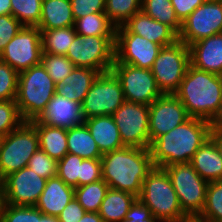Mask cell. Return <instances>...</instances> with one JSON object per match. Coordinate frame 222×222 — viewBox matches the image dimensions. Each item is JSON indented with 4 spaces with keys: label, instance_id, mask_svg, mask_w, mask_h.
Segmentation results:
<instances>
[{
    "label": "cell",
    "instance_id": "cell-1",
    "mask_svg": "<svg viewBox=\"0 0 222 222\" xmlns=\"http://www.w3.org/2000/svg\"><path fill=\"white\" fill-rule=\"evenodd\" d=\"M210 134V122L190 117L151 142L149 150L154 167L190 162L197 150L210 139Z\"/></svg>",
    "mask_w": 222,
    "mask_h": 222
},
{
    "label": "cell",
    "instance_id": "cell-2",
    "mask_svg": "<svg viewBox=\"0 0 222 222\" xmlns=\"http://www.w3.org/2000/svg\"><path fill=\"white\" fill-rule=\"evenodd\" d=\"M154 164L150 150L123 147L101 157L102 179L109 188L129 192L139 197L142 184Z\"/></svg>",
    "mask_w": 222,
    "mask_h": 222
},
{
    "label": "cell",
    "instance_id": "cell-3",
    "mask_svg": "<svg viewBox=\"0 0 222 222\" xmlns=\"http://www.w3.org/2000/svg\"><path fill=\"white\" fill-rule=\"evenodd\" d=\"M174 95L189 117L210 122L222 103V76L189 65Z\"/></svg>",
    "mask_w": 222,
    "mask_h": 222
},
{
    "label": "cell",
    "instance_id": "cell-4",
    "mask_svg": "<svg viewBox=\"0 0 222 222\" xmlns=\"http://www.w3.org/2000/svg\"><path fill=\"white\" fill-rule=\"evenodd\" d=\"M56 85L41 63L19 73L15 101L24 121L35 120L42 114Z\"/></svg>",
    "mask_w": 222,
    "mask_h": 222
},
{
    "label": "cell",
    "instance_id": "cell-5",
    "mask_svg": "<svg viewBox=\"0 0 222 222\" xmlns=\"http://www.w3.org/2000/svg\"><path fill=\"white\" fill-rule=\"evenodd\" d=\"M139 200L155 218L163 222H180L188 217L180 206L178 196L164 168L153 167L144 179Z\"/></svg>",
    "mask_w": 222,
    "mask_h": 222
},
{
    "label": "cell",
    "instance_id": "cell-6",
    "mask_svg": "<svg viewBox=\"0 0 222 222\" xmlns=\"http://www.w3.org/2000/svg\"><path fill=\"white\" fill-rule=\"evenodd\" d=\"M39 138L30 121L0 138V180L27 167L31 156L39 149Z\"/></svg>",
    "mask_w": 222,
    "mask_h": 222
},
{
    "label": "cell",
    "instance_id": "cell-7",
    "mask_svg": "<svg viewBox=\"0 0 222 222\" xmlns=\"http://www.w3.org/2000/svg\"><path fill=\"white\" fill-rule=\"evenodd\" d=\"M178 196L182 211L188 216H199L204 208L208 181L188 163L164 167Z\"/></svg>",
    "mask_w": 222,
    "mask_h": 222
},
{
    "label": "cell",
    "instance_id": "cell-8",
    "mask_svg": "<svg viewBox=\"0 0 222 222\" xmlns=\"http://www.w3.org/2000/svg\"><path fill=\"white\" fill-rule=\"evenodd\" d=\"M116 36H82L76 34L65 55L75 67H85L100 73L112 69L115 61Z\"/></svg>",
    "mask_w": 222,
    "mask_h": 222
},
{
    "label": "cell",
    "instance_id": "cell-9",
    "mask_svg": "<svg viewBox=\"0 0 222 222\" xmlns=\"http://www.w3.org/2000/svg\"><path fill=\"white\" fill-rule=\"evenodd\" d=\"M190 65L189 46L177 40L162 47L155 59L151 72L162 94H174Z\"/></svg>",
    "mask_w": 222,
    "mask_h": 222
},
{
    "label": "cell",
    "instance_id": "cell-10",
    "mask_svg": "<svg viewBox=\"0 0 222 222\" xmlns=\"http://www.w3.org/2000/svg\"><path fill=\"white\" fill-rule=\"evenodd\" d=\"M125 101L121 83L112 70L100 73L81 107L84 119L112 115Z\"/></svg>",
    "mask_w": 222,
    "mask_h": 222
},
{
    "label": "cell",
    "instance_id": "cell-11",
    "mask_svg": "<svg viewBox=\"0 0 222 222\" xmlns=\"http://www.w3.org/2000/svg\"><path fill=\"white\" fill-rule=\"evenodd\" d=\"M112 117L125 147L149 149V106L125 100Z\"/></svg>",
    "mask_w": 222,
    "mask_h": 222
},
{
    "label": "cell",
    "instance_id": "cell-12",
    "mask_svg": "<svg viewBox=\"0 0 222 222\" xmlns=\"http://www.w3.org/2000/svg\"><path fill=\"white\" fill-rule=\"evenodd\" d=\"M111 70L121 83L126 101L150 106L162 95L150 69L114 63Z\"/></svg>",
    "mask_w": 222,
    "mask_h": 222
},
{
    "label": "cell",
    "instance_id": "cell-13",
    "mask_svg": "<svg viewBox=\"0 0 222 222\" xmlns=\"http://www.w3.org/2000/svg\"><path fill=\"white\" fill-rule=\"evenodd\" d=\"M222 33V0H206L182 21L178 40L187 46Z\"/></svg>",
    "mask_w": 222,
    "mask_h": 222
},
{
    "label": "cell",
    "instance_id": "cell-14",
    "mask_svg": "<svg viewBox=\"0 0 222 222\" xmlns=\"http://www.w3.org/2000/svg\"><path fill=\"white\" fill-rule=\"evenodd\" d=\"M42 42L38 27L23 26L0 54V60L18 73L41 63Z\"/></svg>",
    "mask_w": 222,
    "mask_h": 222
},
{
    "label": "cell",
    "instance_id": "cell-15",
    "mask_svg": "<svg viewBox=\"0 0 222 222\" xmlns=\"http://www.w3.org/2000/svg\"><path fill=\"white\" fill-rule=\"evenodd\" d=\"M46 181L28 167L10 173L1 180L2 204L35 206Z\"/></svg>",
    "mask_w": 222,
    "mask_h": 222
},
{
    "label": "cell",
    "instance_id": "cell-16",
    "mask_svg": "<svg viewBox=\"0 0 222 222\" xmlns=\"http://www.w3.org/2000/svg\"><path fill=\"white\" fill-rule=\"evenodd\" d=\"M189 118L185 106L174 94H162L149 106L150 144Z\"/></svg>",
    "mask_w": 222,
    "mask_h": 222
},
{
    "label": "cell",
    "instance_id": "cell-17",
    "mask_svg": "<svg viewBox=\"0 0 222 222\" xmlns=\"http://www.w3.org/2000/svg\"><path fill=\"white\" fill-rule=\"evenodd\" d=\"M161 48L137 34H116L114 63L151 69Z\"/></svg>",
    "mask_w": 222,
    "mask_h": 222
},
{
    "label": "cell",
    "instance_id": "cell-18",
    "mask_svg": "<svg viewBox=\"0 0 222 222\" xmlns=\"http://www.w3.org/2000/svg\"><path fill=\"white\" fill-rule=\"evenodd\" d=\"M116 34H137L161 47L172 45L178 40V35L170 27L154 20L142 10L123 26L117 27Z\"/></svg>",
    "mask_w": 222,
    "mask_h": 222
},
{
    "label": "cell",
    "instance_id": "cell-19",
    "mask_svg": "<svg viewBox=\"0 0 222 222\" xmlns=\"http://www.w3.org/2000/svg\"><path fill=\"white\" fill-rule=\"evenodd\" d=\"M36 120L52 127L70 129L82 125L85 119L80 103L55 93Z\"/></svg>",
    "mask_w": 222,
    "mask_h": 222
},
{
    "label": "cell",
    "instance_id": "cell-20",
    "mask_svg": "<svg viewBox=\"0 0 222 222\" xmlns=\"http://www.w3.org/2000/svg\"><path fill=\"white\" fill-rule=\"evenodd\" d=\"M190 65L222 76V33L189 45Z\"/></svg>",
    "mask_w": 222,
    "mask_h": 222
},
{
    "label": "cell",
    "instance_id": "cell-21",
    "mask_svg": "<svg viewBox=\"0 0 222 222\" xmlns=\"http://www.w3.org/2000/svg\"><path fill=\"white\" fill-rule=\"evenodd\" d=\"M74 192L75 188L67 185L61 178H49L35 207L46 216L57 217L74 197Z\"/></svg>",
    "mask_w": 222,
    "mask_h": 222
},
{
    "label": "cell",
    "instance_id": "cell-22",
    "mask_svg": "<svg viewBox=\"0 0 222 222\" xmlns=\"http://www.w3.org/2000/svg\"><path fill=\"white\" fill-rule=\"evenodd\" d=\"M102 154L125 147L112 115L96 116L84 120Z\"/></svg>",
    "mask_w": 222,
    "mask_h": 222
},
{
    "label": "cell",
    "instance_id": "cell-23",
    "mask_svg": "<svg viewBox=\"0 0 222 222\" xmlns=\"http://www.w3.org/2000/svg\"><path fill=\"white\" fill-rule=\"evenodd\" d=\"M99 74L100 72L94 69L75 67L60 84L56 85L55 93L70 101L82 104L86 94Z\"/></svg>",
    "mask_w": 222,
    "mask_h": 222
},
{
    "label": "cell",
    "instance_id": "cell-24",
    "mask_svg": "<svg viewBox=\"0 0 222 222\" xmlns=\"http://www.w3.org/2000/svg\"><path fill=\"white\" fill-rule=\"evenodd\" d=\"M190 164L204 180L208 182L222 180V157L211 138L197 150Z\"/></svg>",
    "mask_w": 222,
    "mask_h": 222
},
{
    "label": "cell",
    "instance_id": "cell-25",
    "mask_svg": "<svg viewBox=\"0 0 222 222\" xmlns=\"http://www.w3.org/2000/svg\"><path fill=\"white\" fill-rule=\"evenodd\" d=\"M74 23L70 0H42L40 30L66 28Z\"/></svg>",
    "mask_w": 222,
    "mask_h": 222
},
{
    "label": "cell",
    "instance_id": "cell-26",
    "mask_svg": "<svg viewBox=\"0 0 222 222\" xmlns=\"http://www.w3.org/2000/svg\"><path fill=\"white\" fill-rule=\"evenodd\" d=\"M39 138V147L52 159L60 161L67 153V129L52 127L36 119L30 121Z\"/></svg>",
    "mask_w": 222,
    "mask_h": 222
},
{
    "label": "cell",
    "instance_id": "cell-27",
    "mask_svg": "<svg viewBox=\"0 0 222 222\" xmlns=\"http://www.w3.org/2000/svg\"><path fill=\"white\" fill-rule=\"evenodd\" d=\"M137 198L129 192L109 188L98 213L103 222H121Z\"/></svg>",
    "mask_w": 222,
    "mask_h": 222
},
{
    "label": "cell",
    "instance_id": "cell-28",
    "mask_svg": "<svg viewBox=\"0 0 222 222\" xmlns=\"http://www.w3.org/2000/svg\"><path fill=\"white\" fill-rule=\"evenodd\" d=\"M67 146L68 153L83 159H101L103 155L84 123L67 129Z\"/></svg>",
    "mask_w": 222,
    "mask_h": 222
},
{
    "label": "cell",
    "instance_id": "cell-29",
    "mask_svg": "<svg viewBox=\"0 0 222 222\" xmlns=\"http://www.w3.org/2000/svg\"><path fill=\"white\" fill-rule=\"evenodd\" d=\"M74 28L82 36H116L117 27L105 12H97L76 19Z\"/></svg>",
    "mask_w": 222,
    "mask_h": 222
},
{
    "label": "cell",
    "instance_id": "cell-30",
    "mask_svg": "<svg viewBox=\"0 0 222 222\" xmlns=\"http://www.w3.org/2000/svg\"><path fill=\"white\" fill-rule=\"evenodd\" d=\"M40 31L42 52L63 56L67 54L77 34L74 26Z\"/></svg>",
    "mask_w": 222,
    "mask_h": 222
},
{
    "label": "cell",
    "instance_id": "cell-31",
    "mask_svg": "<svg viewBox=\"0 0 222 222\" xmlns=\"http://www.w3.org/2000/svg\"><path fill=\"white\" fill-rule=\"evenodd\" d=\"M141 10L179 35L182 22L176 16L171 0H142Z\"/></svg>",
    "mask_w": 222,
    "mask_h": 222
},
{
    "label": "cell",
    "instance_id": "cell-32",
    "mask_svg": "<svg viewBox=\"0 0 222 222\" xmlns=\"http://www.w3.org/2000/svg\"><path fill=\"white\" fill-rule=\"evenodd\" d=\"M108 189V184L101 179L94 183L76 187L74 197L86 212L98 213Z\"/></svg>",
    "mask_w": 222,
    "mask_h": 222
},
{
    "label": "cell",
    "instance_id": "cell-33",
    "mask_svg": "<svg viewBox=\"0 0 222 222\" xmlns=\"http://www.w3.org/2000/svg\"><path fill=\"white\" fill-rule=\"evenodd\" d=\"M141 7L142 0H106L105 14L116 27H120L140 12Z\"/></svg>",
    "mask_w": 222,
    "mask_h": 222
},
{
    "label": "cell",
    "instance_id": "cell-34",
    "mask_svg": "<svg viewBox=\"0 0 222 222\" xmlns=\"http://www.w3.org/2000/svg\"><path fill=\"white\" fill-rule=\"evenodd\" d=\"M198 217L207 222H222V180L208 183L205 205Z\"/></svg>",
    "mask_w": 222,
    "mask_h": 222
},
{
    "label": "cell",
    "instance_id": "cell-35",
    "mask_svg": "<svg viewBox=\"0 0 222 222\" xmlns=\"http://www.w3.org/2000/svg\"><path fill=\"white\" fill-rule=\"evenodd\" d=\"M42 0H11V15L23 26L38 27Z\"/></svg>",
    "mask_w": 222,
    "mask_h": 222
},
{
    "label": "cell",
    "instance_id": "cell-36",
    "mask_svg": "<svg viewBox=\"0 0 222 222\" xmlns=\"http://www.w3.org/2000/svg\"><path fill=\"white\" fill-rule=\"evenodd\" d=\"M41 64L55 84H60L75 68L66 56L44 52H42Z\"/></svg>",
    "mask_w": 222,
    "mask_h": 222
},
{
    "label": "cell",
    "instance_id": "cell-37",
    "mask_svg": "<svg viewBox=\"0 0 222 222\" xmlns=\"http://www.w3.org/2000/svg\"><path fill=\"white\" fill-rule=\"evenodd\" d=\"M44 214L35 206L2 204L0 222H41Z\"/></svg>",
    "mask_w": 222,
    "mask_h": 222
},
{
    "label": "cell",
    "instance_id": "cell-38",
    "mask_svg": "<svg viewBox=\"0 0 222 222\" xmlns=\"http://www.w3.org/2000/svg\"><path fill=\"white\" fill-rule=\"evenodd\" d=\"M83 158L67 153L57 163L56 176L61 178L67 185L76 188L80 187V171Z\"/></svg>",
    "mask_w": 222,
    "mask_h": 222
},
{
    "label": "cell",
    "instance_id": "cell-39",
    "mask_svg": "<svg viewBox=\"0 0 222 222\" xmlns=\"http://www.w3.org/2000/svg\"><path fill=\"white\" fill-rule=\"evenodd\" d=\"M24 122L15 100L0 101V138Z\"/></svg>",
    "mask_w": 222,
    "mask_h": 222
},
{
    "label": "cell",
    "instance_id": "cell-40",
    "mask_svg": "<svg viewBox=\"0 0 222 222\" xmlns=\"http://www.w3.org/2000/svg\"><path fill=\"white\" fill-rule=\"evenodd\" d=\"M19 73L0 60V101L16 100Z\"/></svg>",
    "mask_w": 222,
    "mask_h": 222
},
{
    "label": "cell",
    "instance_id": "cell-41",
    "mask_svg": "<svg viewBox=\"0 0 222 222\" xmlns=\"http://www.w3.org/2000/svg\"><path fill=\"white\" fill-rule=\"evenodd\" d=\"M57 161L40 148L31 156L27 167L44 179L56 177Z\"/></svg>",
    "mask_w": 222,
    "mask_h": 222
},
{
    "label": "cell",
    "instance_id": "cell-42",
    "mask_svg": "<svg viewBox=\"0 0 222 222\" xmlns=\"http://www.w3.org/2000/svg\"><path fill=\"white\" fill-rule=\"evenodd\" d=\"M22 27L23 25L14 16H0V54Z\"/></svg>",
    "mask_w": 222,
    "mask_h": 222
},
{
    "label": "cell",
    "instance_id": "cell-43",
    "mask_svg": "<svg viewBox=\"0 0 222 222\" xmlns=\"http://www.w3.org/2000/svg\"><path fill=\"white\" fill-rule=\"evenodd\" d=\"M102 179L101 159H83L80 171V186Z\"/></svg>",
    "mask_w": 222,
    "mask_h": 222
},
{
    "label": "cell",
    "instance_id": "cell-44",
    "mask_svg": "<svg viewBox=\"0 0 222 222\" xmlns=\"http://www.w3.org/2000/svg\"><path fill=\"white\" fill-rule=\"evenodd\" d=\"M74 19L91 13L105 12L106 0H70Z\"/></svg>",
    "mask_w": 222,
    "mask_h": 222
},
{
    "label": "cell",
    "instance_id": "cell-45",
    "mask_svg": "<svg viewBox=\"0 0 222 222\" xmlns=\"http://www.w3.org/2000/svg\"><path fill=\"white\" fill-rule=\"evenodd\" d=\"M153 217L151 210L137 198L121 222H149Z\"/></svg>",
    "mask_w": 222,
    "mask_h": 222
},
{
    "label": "cell",
    "instance_id": "cell-46",
    "mask_svg": "<svg viewBox=\"0 0 222 222\" xmlns=\"http://www.w3.org/2000/svg\"><path fill=\"white\" fill-rule=\"evenodd\" d=\"M85 213V209L79 204L78 200L73 197L57 216L58 222H79Z\"/></svg>",
    "mask_w": 222,
    "mask_h": 222
},
{
    "label": "cell",
    "instance_id": "cell-47",
    "mask_svg": "<svg viewBox=\"0 0 222 222\" xmlns=\"http://www.w3.org/2000/svg\"><path fill=\"white\" fill-rule=\"evenodd\" d=\"M206 0H171L176 16L182 22Z\"/></svg>",
    "mask_w": 222,
    "mask_h": 222
},
{
    "label": "cell",
    "instance_id": "cell-48",
    "mask_svg": "<svg viewBox=\"0 0 222 222\" xmlns=\"http://www.w3.org/2000/svg\"><path fill=\"white\" fill-rule=\"evenodd\" d=\"M211 130L222 131V103L218 112L210 121Z\"/></svg>",
    "mask_w": 222,
    "mask_h": 222
},
{
    "label": "cell",
    "instance_id": "cell-49",
    "mask_svg": "<svg viewBox=\"0 0 222 222\" xmlns=\"http://www.w3.org/2000/svg\"><path fill=\"white\" fill-rule=\"evenodd\" d=\"M79 222H103L97 212H86Z\"/></svg>",
    "mask_w": 222,
    "mask_h": 222
},
{
    "label": "cell",
    "instance_id": "cell-50",
    "mask_svg": "<svg viewBox=\"0 0 222 222\" xmlns=\"http://www.w3.org/2000/svg\"><path fill=\"white\" fill-rule=\"evenodd\" d=\"M210 138L215 142L222 157V131L211 130Z\"/></svg>",
    "mask_w": 222,
    "mask_h": 222
},
{
    "label": "cell",
    "instance_id": "cell-51",
    "mask_svg": "<svg viewBox=\"0 0 222 222\" xmlns=\"http://www.w3.org/2000/svg\"><path fill=\"white\" fill-rule=\"evenodd\" d=\"M11 15V0H0V16Z\"/></svg>",
    "mask_w": 222,
    "mask_h": 222
},
{
    "label": "cell",
    "instance_id": "cell-52",
    "mask_svg": "<svg viewBox=\"0 0 222 222\" xmlns=\"http://www.w3.org/2000/svg\"><path fill=\"white\" fill-rule=\"evenodd\" d=\"M180 222H207L204 219H201L198 216H193V217H186L183 220H181Z\"/></svg>",
    "mask_w": 222,
    "mask_h": 222
},
{
    "label": "cell",
    "instance_id": "cell-53",
    "mask_svg": "<svg viewBox=\"0 0 222 222\" xmlns=\"http://www.w3.org/2000/svg\"><path fill=\"white\" fill-rule=\"evenodd\" d=\"M41 222H58V218L55 216H46L44 215L41 218Z\"/></svg>",
    "mask_w": 222,
    "mask_h": 222
},
{
    "label": "cell",
    "instance_id": "cell-54",
    "mask_svg": "<svg viewBox=\"0 0 222 222\" xmlns=\"http://www.w3.org/2000/svg\"><path fill=\"white\" fill-rule=\"evenodd\" d=\"M2 188H1V180H0V208H1V205H2Z\"/></svg>",
    "mask_w": 222,
    "mask_h": 222
},
{
    "label": "cell",
    "instance_id": "cell-55",
    "mask_svg": "<svg viewBox=\"0 0 222 222\" xmlns=\"http://www.w3.org/2000/svg\"><path fill=\"white\" fill-rule=\"evenodd\" d=\"M149 222H163L162 220L153 217Z\"/></svg>",
    "mask_w": 222,
    "mask_h": 222
}]
</instances>
